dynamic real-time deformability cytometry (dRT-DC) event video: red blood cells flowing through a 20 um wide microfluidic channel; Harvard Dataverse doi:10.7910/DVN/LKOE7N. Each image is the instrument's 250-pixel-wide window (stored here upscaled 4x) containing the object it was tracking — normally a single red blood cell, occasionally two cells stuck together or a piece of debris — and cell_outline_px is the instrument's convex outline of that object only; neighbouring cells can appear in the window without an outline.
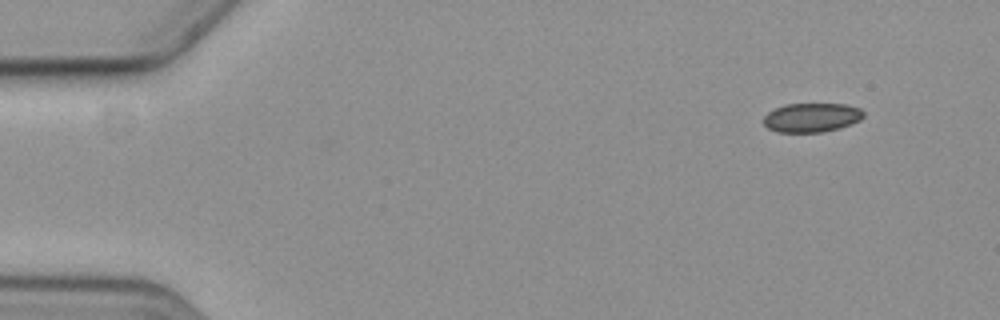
{"species": "common noctule bat (a hibernating species)", "species_latin": "Nyctalus noctula", "temperature_condition": "cold", "stored_images_in_passage": 6, "camera_frame_rate_fps": 3000, "um_per_image_px": 0.085, "animal": {"sex": "female", "body_mass_g": 19.3, "forearm_length_mm": 54.1}, "frame": {"image": 1, "passage_image": 1, "time_ms": 0.0, "image_size_px": [1000, 320], "cell_outline_px": [[864, 116], [860, 120], [852, 124], [840, 128], [820, 132], [776, 132], [768, 128], [764, 124], [764, 116], [768, 112], [784, 104], [844, 104], [860, 108], [864, 112]], "centroid_in_image_um": [69.0, 9.99], "position_along_channel_um": 16.0, "area_um2": 16.99}}
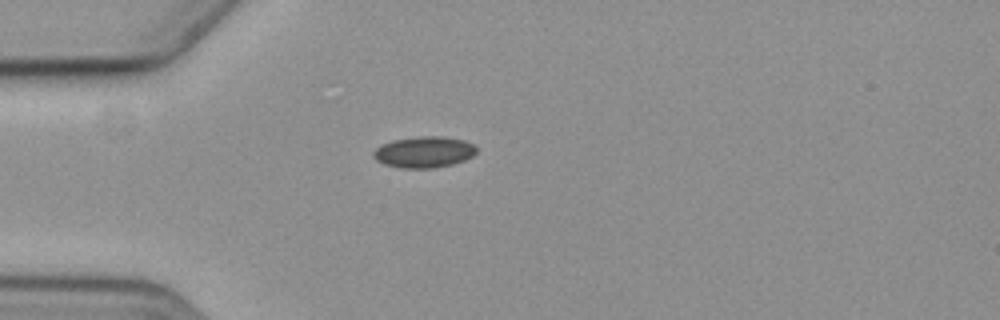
{"frame": {"image": 2, "passage_image": 4, "time_ms": 3.667, "image_size_px": [1000, 320], "cell_outline_px": [[476, 152], [472, 156], [464, 160], [452, 164], [436, 168], [400, 168], [384, 164], [376, 160], [372, 156], [372, 152], [380, 144], [392, 140], [420, 136], [444, 136], [464, 140], [472, 144], [476, 148]], "centroid_in_image_um": [36.0, 12.92], "position_along_channel_um": 49.0, "area_um2": 18.9}}
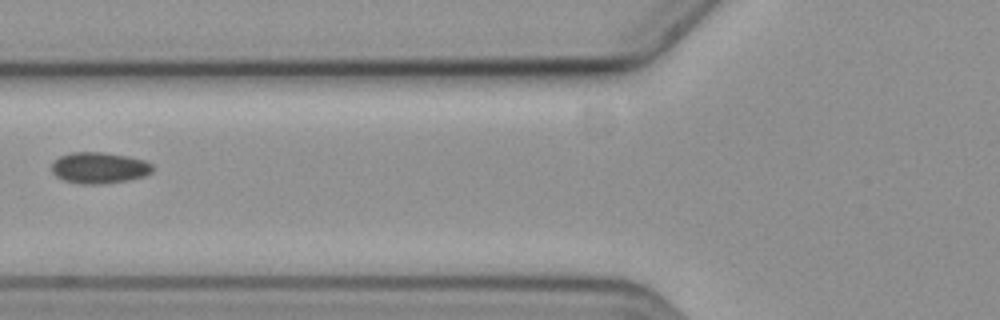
{"frame": {"image": 3, "passage_image": 6, "time_ms": 6.0, "image_size_px": [1000, 320], "cell_outline_px": [[152, 172], [144, 176], [128, 180], [96, 184], [84, 184], [64, 180], [56, 176], [52, 172], [52, 160], [60, 156], [72, 152], [104, 152], [128, 156], [144, 160], [152, 164]], "centroid_in_image_um": [8.42, 14.25], "position_along_channel_um": 117.4, "area_um2": 18.32}}